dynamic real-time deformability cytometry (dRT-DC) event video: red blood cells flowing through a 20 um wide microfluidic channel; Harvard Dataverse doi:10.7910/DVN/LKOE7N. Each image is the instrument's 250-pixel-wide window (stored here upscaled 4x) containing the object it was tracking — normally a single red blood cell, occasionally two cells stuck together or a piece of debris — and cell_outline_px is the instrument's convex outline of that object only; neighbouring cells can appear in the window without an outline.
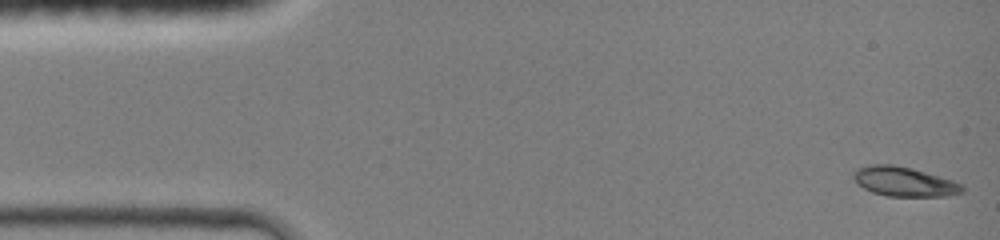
{"species": "common noctule bat (a hibernating species)", "species_latin": "Nyctalus noctula", "temperature_condition": "room temperature", "stored_images_in_passage": 44, "camera_frame_rate_fps": 3000, "um_per_image_px": 0.085, "animal": {"sex": "female", "body_mass_g": 19.0, "forearm_length_mm": 51.5}, "frame": {"image": 1, "passage_image": 1, "time_ms": 0.0, "image_size_px": [1000, 240], "cell_outline_px": [[964, 192], [948, 196], [888, 196], [872, 192], [864, 188], [852, 176], [852, 172], [856, 168], [872, 164], [892, 164], [912, 168], [952, 180], [964, 184]], "centroid_in_image_um": [76.87, 15.43], "position_along_channel_um": 8.1, "area_um2": 18.73}}
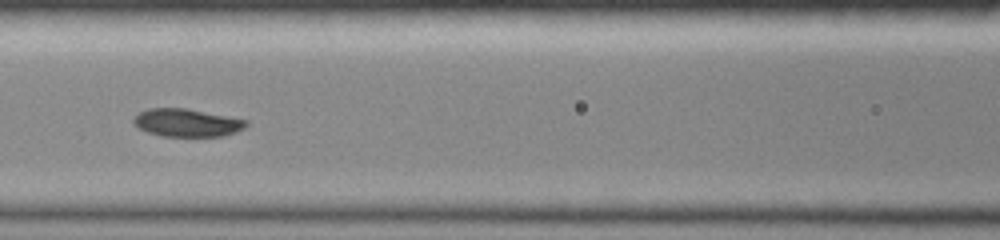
{"frame": {"image": 2, "passage_image": 19, "time_ms": 6.0, "image_size_px": [1000, 240], "cell_outline_px": [[248, 124], [244, 128], [236, 132], [224, 136], [164, 136], [148, 132], [132, 124], [132, 120], [140, 112], [148, 108], [188, 108], [248, 120]], "centroid_in_image_um": [15.9, 10.42], "position_along_channel_um": 150.7, "area_um2": 18.32}}
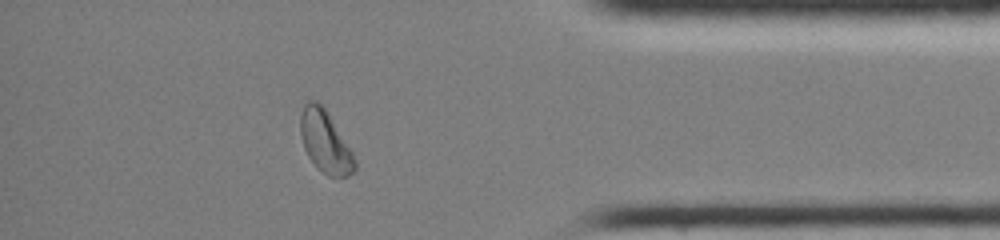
{"frame": {"image": 3, "passage_image": 38, "time_ms": 12.333, "image_size_px": [1000, 240], "cell_outline_px": [[356, 172], [348, 176], [328, 176], [316, 168], [308, 156], [304, 148], [300, 132], [300, 116], [304, 104], [308, 100], [316, 100], [328, 112], [352, 152], [356, 160]], "centroid_in_image_um": [27.64, 12.06], "position_along_channel_um": 407.6, "area_um2": 19.71}}